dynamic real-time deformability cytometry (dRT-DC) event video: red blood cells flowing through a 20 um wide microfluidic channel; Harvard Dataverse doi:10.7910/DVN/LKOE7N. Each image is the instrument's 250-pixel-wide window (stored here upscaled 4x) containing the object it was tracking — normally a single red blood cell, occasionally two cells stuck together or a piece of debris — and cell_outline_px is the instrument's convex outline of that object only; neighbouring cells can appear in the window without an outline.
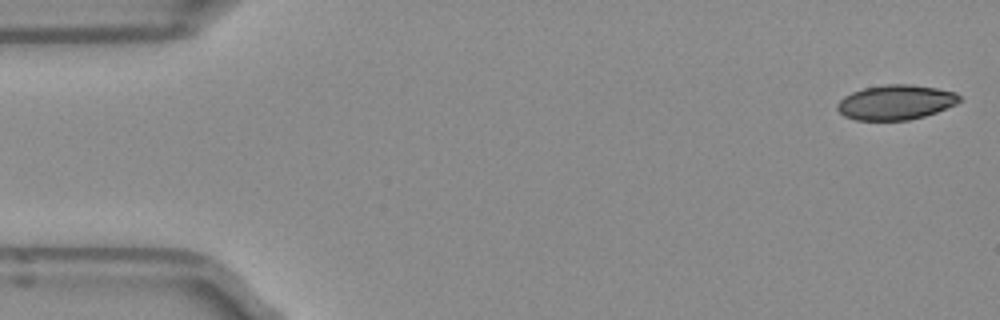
{"species": "Egyptian fruit bat (a non-hibernating species)", "species_latin": "Rousettus aegyptiacus", "temperature_condition": "room temperature", "stored_images_in_passage": 50, "camera_frame_rate_fps": 3000, "um_per_image_px": 0.085, "frame": {"image": 1, "passage_image": 1, "time_ms": 0.0, "image_size_px": [1000, 320], "cell_outline_px": [[960, 100], [956, 104], [936, 112], [924, 116], [908, 120], [856, 120], [844, 116], [836, 108], [836, 104], [844, 96], [852, 92], [864, 88], [888, 84], [908, 84], [936, 88], [956, 92], [960, 96]], "centroid_in_image_um": [76.12, 8.7], "position_along_channel_um": 8.9, "area_um2": 24.68}}
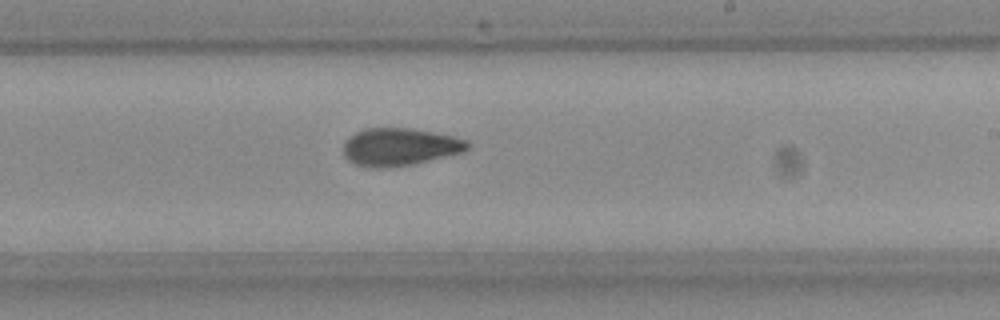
{"frame": {"image": 2, "passage_image": 29, "time_ms": 9.333, "image_size_px": [1000, 320], "cell_outline_px": [[472, 144], [468, 148], [460, 152], [412, 164], [380, 168], [376, 168], [356, 164], [348, 160], [344, 156], [344, 140], [356, 132], [364, 128], [412, 128], [452, 136], [468, 140]], "centroid_in_image_um": [33.95, 12.47], "position_along_channel_um": 255.1, "area_um2": 26.93}}
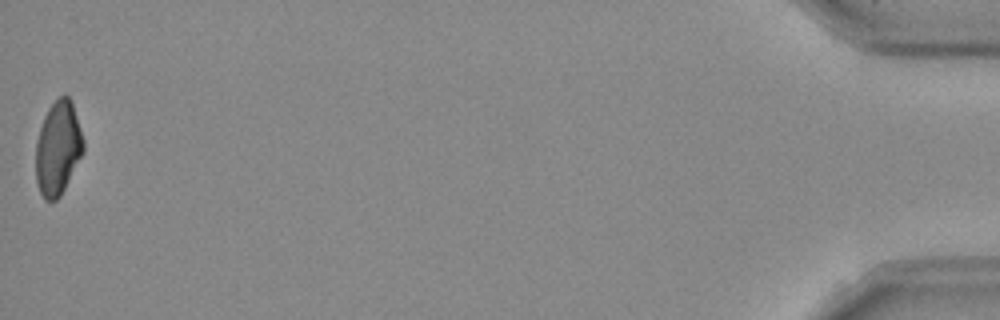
{"frame": {"image": 3, "passage_image": 50, "time_ms": 16.333, "image_size_px": [1000, 320], "cell_outline_px": [[84, 152], [60, 196], [56, 200], [44, 200], [36, 184], [36, 140], [44, 116], [48, 108], [60, 96], [68, 96], [72, 104], [84, 140]], "centroid_in_image_um": [4.92, 12.62], "position_along_channel_um": 430.3, "area_um2": 25.84}, "authors_computed_cell_mechanics": {"area_um2": 26.8481, "velocity_mm_per_s": 3.9668, "shape_relaxation_time_tau1_ms": 5.6264, "shape_relaxation_time_tau2_ms": 5.1812, "deformation_change_tau1": 0.153, "deformation_change_tau2": 0.0988}}